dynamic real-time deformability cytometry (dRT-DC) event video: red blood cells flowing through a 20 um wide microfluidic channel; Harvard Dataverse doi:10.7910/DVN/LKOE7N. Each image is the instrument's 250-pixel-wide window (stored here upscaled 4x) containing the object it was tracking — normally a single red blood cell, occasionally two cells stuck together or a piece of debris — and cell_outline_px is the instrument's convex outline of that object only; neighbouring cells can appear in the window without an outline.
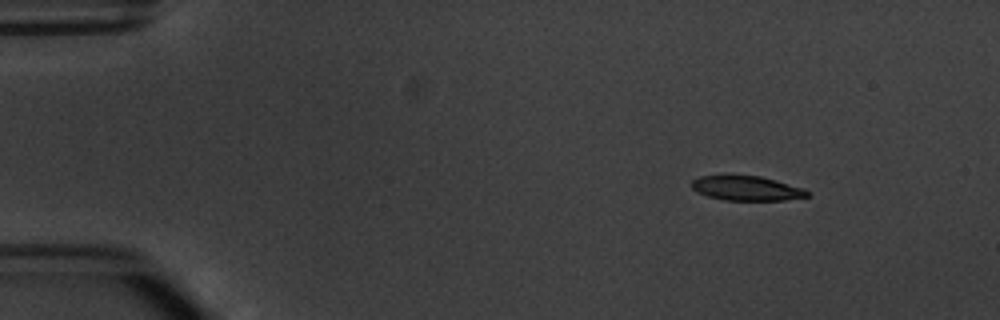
{"species": "common noctule bat (a hibernating species)", "species_latin": "Nyctalus noctula", "temperature_condition": "warm", "stored_images_in_passage": 4, "camera_frame_rate_fps": 3000, "um_per_image_px": 0.085, "animal": {"sex": "male", "body_mass_g": 20.1, "forearm_length_mm": 53.5}, "frame": {"image": 1, "passage_image": 1, "time_ms": 0.0, "image_size_px": [1000, 320], "cell_outline_px": [[808, 196], [784, 200], [724, 200], [708, 196], [696, 192], [692, 188], [692, 180], [700, 176], [760, 176], [776, 180], [804, 188], [808, 192]], "centroid_in_image_um": [63.45, 16.01], "position_along_channel_um": 21.5, "area_um2": 16.36}}
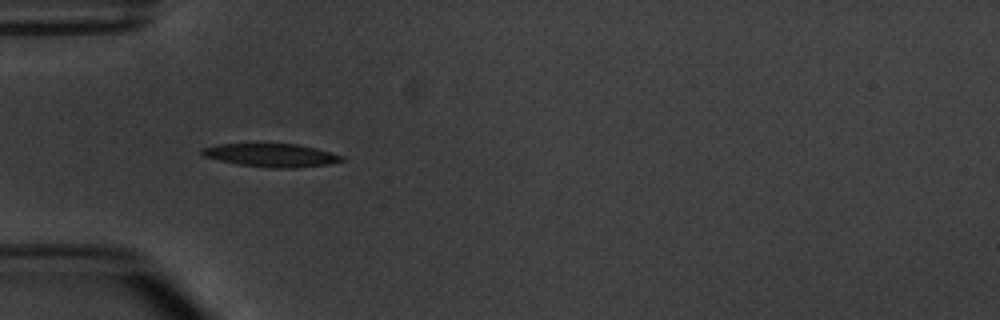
{"frame": {"image": 2, "passage_image": 3, "time_ms": 3.333, "image_size_px": [1000, 320], "cell_outline_px": [[344, 160], [328, 164], [296, 168], [268, 168], [240, 164], [220, 160], [204, 156], [200, 152], [200, 148], [216, 144], [256, 140], [296, 144], [316, 148], [344, 156]], "centroid_in_image_um": [22.98, 13.13], "position_along_channel_um": 62.0, "area_um2": 20.0}}